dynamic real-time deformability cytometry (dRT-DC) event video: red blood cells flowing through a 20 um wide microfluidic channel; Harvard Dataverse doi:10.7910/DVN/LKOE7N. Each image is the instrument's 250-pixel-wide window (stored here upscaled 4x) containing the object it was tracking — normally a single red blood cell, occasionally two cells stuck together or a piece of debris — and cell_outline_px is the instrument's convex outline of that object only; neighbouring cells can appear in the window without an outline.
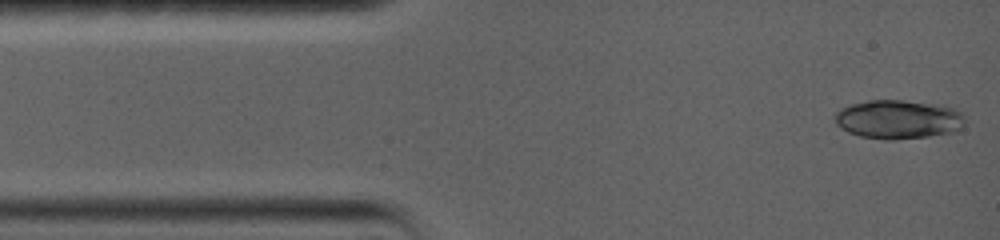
{"species": "common noctule bat (a hibernating species)", "species_latin": "Nyctalus noctula", "temperature_condition": "warm", "stored_images_in_passage": 6, "camera_frame_rate_fps": 5000, "um_per_image_px": 0.085, "animal": {"sex": "female", "body_mass_g": 19.0, "forearm_length_mm": 56.7}, "frame": {"image": 1, "passage_image": 1, "time_ms": 0.0, "image_size_px": [1000, 240], "cell_outline_px": [[964, 124], [956, 132], [928, 136], [892, 140], [884, 140], [860, 136], [848, 132], [840, 128], [836, 124], [832, 116], [840, 108], [852, 104], [868, 100], [904, 100], [936, 104], [952, 108], [960, 112], [964, 116]], "centroid_in_image_um": [76.31, 10.15], "position_along_channel_um": 8.7, "area_um2": 29.71}}
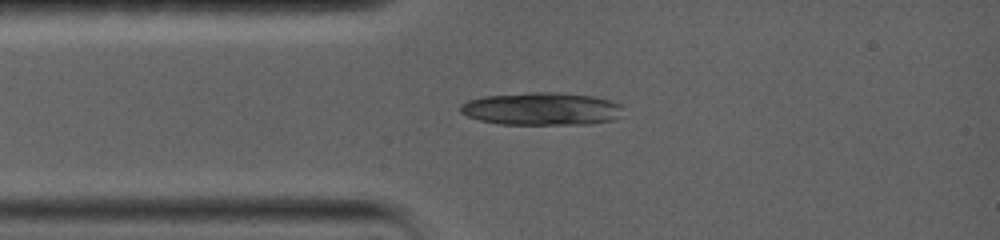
{"frame": {"image": 2, "passage_image": 6, "time_ms": 2.6, "image_size_px": [1000, 240], "cell_outline_px": [[620, 108], [616, 116], [612, 120], [588, 124], [500, 124], [480, 120], [468, 116], [460, 112], [460, 104], [468, 100], [484, 96], [528, 92], [552, 92], [592, 96], [608, 100], [620, 104]], "centroid_in_image_um": [45.95, 9.25], "position_along_channel_um": 39.0, "area_um2": 30.69}}